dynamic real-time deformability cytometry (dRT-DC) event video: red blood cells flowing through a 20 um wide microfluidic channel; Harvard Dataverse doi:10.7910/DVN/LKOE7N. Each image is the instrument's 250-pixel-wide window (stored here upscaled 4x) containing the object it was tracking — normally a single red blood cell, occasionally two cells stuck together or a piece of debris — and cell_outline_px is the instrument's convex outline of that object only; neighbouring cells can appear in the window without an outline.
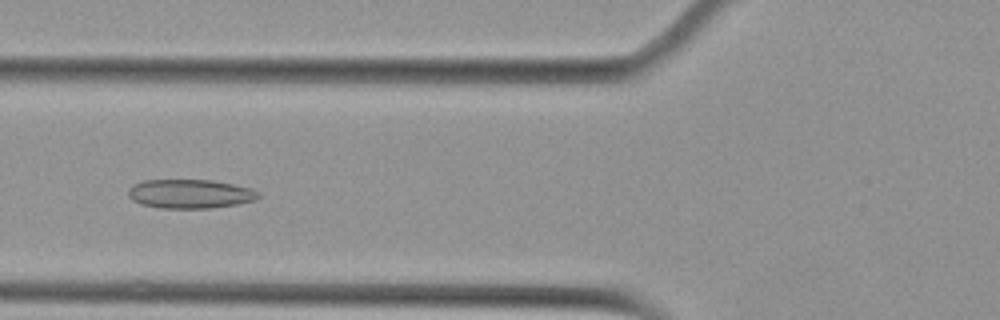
{"species": "Egyptian fruit bat (a non-hibernating species)", "species_latin": "Rousettus aegyptiacus", "temperature_condition": "cold", "stored_images_in_passage": 42, "camera_frame_rate_fps": 3000, "um_per_image_px": 0.085, "animal": {"sex": "female"}, "frame": {"image": 1, "passage_image": 8, "time_ms": 2.333, "image_size_px": [1000, 320], "cell_outline_px": [[260, 196], [256, 200], [236, 204], [212, 208], [160, 208], [140, 204], [132, 200], [128, 196], [128, 188], [132, 184], [144, 180], [212, 180], [232, 184], [248, 188], [260, 192]], "centroid_in_image_um": [16.12, 16.48], "position_along_channel_um": 109.7, "area_um2": 22.08}}
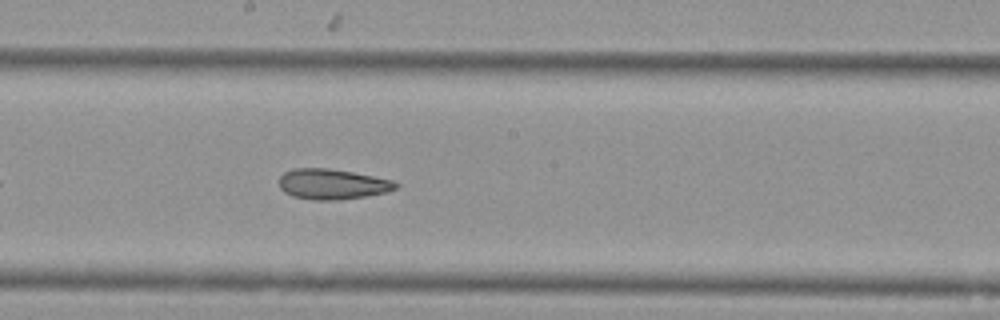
{"frame": {"image": 2, "passage_image": 17, "time_ms": 5.333, "image_size_px": [1000, 320], "cell_outline_px": [[400, 188], [388, 192], [368, 196], [336, 200], [316, 200], [292, 196], [284, 192], [280, 188], [280, 176], [284, 172], [292, 168], [328, 168], [352, 172], [392, 180], [400, 184]], "centroid_in_image_um": [28.28, 15.65], "position_along_channel_um": 219.9, "area_um2": 20.81}}
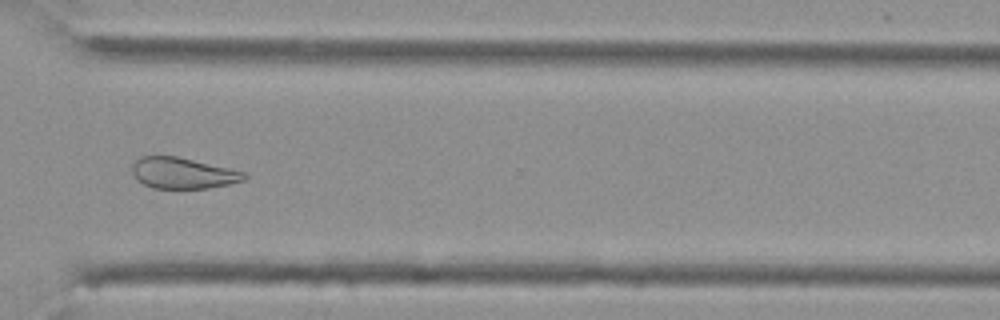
{"frame": {"image": 3, "passage_image": 28, "time_ms": 9.0, "image_size_px": [1000, 320], "cell_outline_px": [[248, 176], [244, 180], [228, 184], [208, 188], [152, 188], [136, 180], [132, 172], [132, 164], [140, 156], [176, 156], [228, 168], [244, 172]], "centroid_in_image_um": [15.5, 14.71], "position_along_channel_um": 355.1, "area_um2": 20.11}, "authors_computed_cell_mechanics": {"area_um2": 22.1952, "velocity_mm_per_s": 3.6802, "shape_relaxation_time_tau1_ms": null, "shape_relaxation_time_tau2_ms": 3.154, "deformation_change_tau1": null, "deformation_change_tau2": 0.0911}}